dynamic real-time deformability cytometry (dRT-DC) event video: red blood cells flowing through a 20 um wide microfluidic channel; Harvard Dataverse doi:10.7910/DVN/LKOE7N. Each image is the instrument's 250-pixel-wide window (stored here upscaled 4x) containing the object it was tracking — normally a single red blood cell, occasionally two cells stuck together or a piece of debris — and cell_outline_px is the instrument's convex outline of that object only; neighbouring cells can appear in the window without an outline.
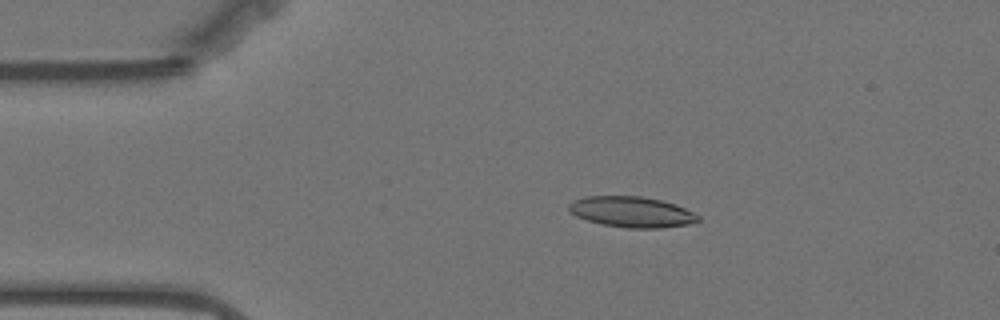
{"species": "Egyptian fruit bat (a non-hibernating species)", "species_latin": "Rousettus aegyptiacus", "temperature_condition": "warm", "stored_images_in_passage": 56, "camera_frame_rate_fps": 3000, "um_per_image_px": 0.085, "animal": {"sex": "female"}, "frame": {"image": 1, "passage_image": 10, "time_ms": 3.0, "image_size_px": [1000, 320], "cell_outline_px": [[700, 220], [692, 224], [660, 228], [628, 228], [600, 224], [576, 216], [568, 212], [568, 204], [572, 200], [584, 196], [640, 196], [660, 200], [676, 204], [700, 216]], "centroid_in_image_um": [53.67, 18.01], "position_along_channel_um": 31.3, "area_um2": 23.35}}
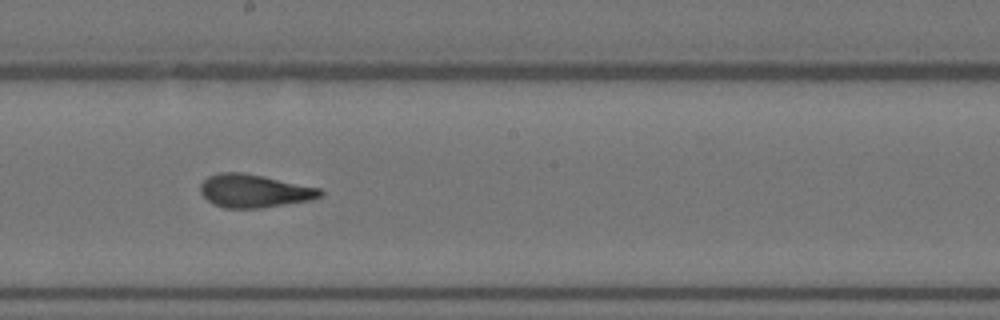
{"frame": {"image": 2, "passage_image": 30, "time_ms": 9.667, "image_size_px": [1000, 320], "cell_outline_px": [[324, 192], [320, 196], [312, 200], [260, 208], [224, 208], [212, 204], [200, 192], [200, 184], [208, 176], [220, 172], [244, 172], [264, 176], [320, 188]], "centroid_in_image_um": [21.59, 16.22], "position_along_channel_um": 226.6, "area_um2": 23.24}}
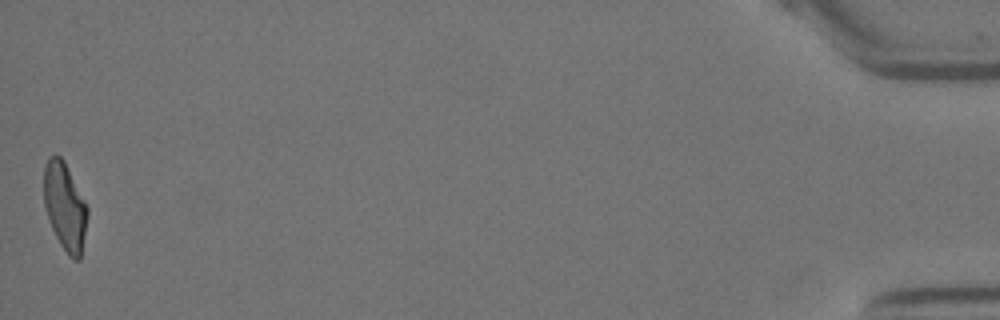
{"frame": {"image": 3, "passage_image": 56, "time_ms": 18.333, "image_size_px": [1000, 320], "cell_outline_px": [[88, 216], [80, 260], [72, 260], [68, 256], [60, 244], [52, 228], [44, 204], [44, 168], [48, 156], [60, 156], [64, 160], [88, 208]], "centroid_in_image_um": [5.52, 17.57], "position_along_channel_um": 429.7, "area_um2": 22.14}, "authors_computed_cell_mechanics": {"area_um2": 22.7732, "velocity_mm_per_s": 3.5301, "shape_relaxation_time_tau1_ms": null, "shape_relaxation_time_tau2_ms": 1.7871, "deformation_change_tau1": null, "deformation_change_tau2": 0.1038}}